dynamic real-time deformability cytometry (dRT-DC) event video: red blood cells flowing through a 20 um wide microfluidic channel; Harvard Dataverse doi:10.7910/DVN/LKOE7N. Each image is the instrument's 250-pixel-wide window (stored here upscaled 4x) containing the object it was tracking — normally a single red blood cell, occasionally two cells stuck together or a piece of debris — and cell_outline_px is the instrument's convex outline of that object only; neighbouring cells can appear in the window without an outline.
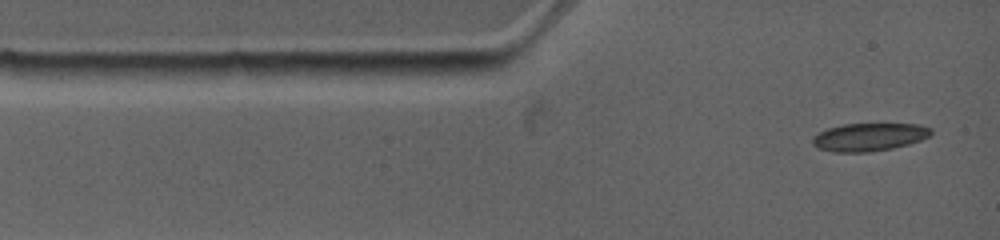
{"species": "common noctule bat (a hibernating species)", "species_latin": "Nyctalus noctula", "temperature_condition": "warm", "stored_images_in_passage": 20, "camera_frame_rate_fps": 4500, "um_per_image_px": 0.085, "animal": {"sex": "female", "body_mass_g": 19.0, "forearm_length_mm": 53.3}, "frame": {"image": 1, "passage_image": 1, "time_ms": 0.0, "image_size_px": [1000, 240], "cell_outline_px": [[932, 132], [928, 136], [920, 140], [908, 144], [892, 148], [868, 152], [832, 152], [820, 148], [812, 144], [812, 140], [820, 132], [828, 128], [844, 124], [920, 124], [932, 128]], "centroid_in_image_um": [73.9, 11.64], "position_along_channel_um": 11.1, "area_um2": 19.07}}
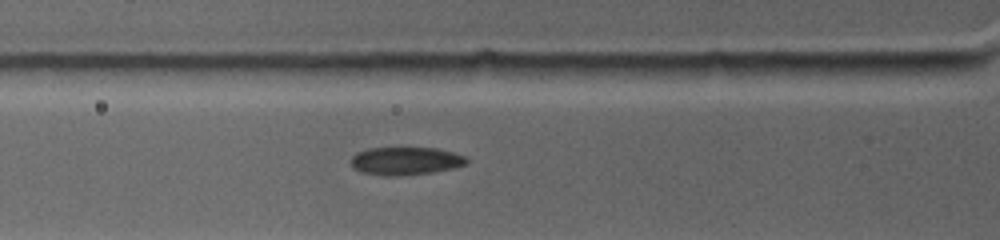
{"frame": {"image": 2, "passage_image": 9, "time_ms": 2.889, "image_size_px": [1000, 240], "cell_outline_px": [[468, 164], [452, 168], [432, 172], [400, 176], [384, 176], [360, 172], [352, 168], [352, 156], [356, 152], [368, 148], [436, 148], [452, 152], [464, 156], [468, 160]], "centroid_in_image_um": [34.44, 13.69], "position_along_channel_um": 91.4, "area_um2": 18.9}}
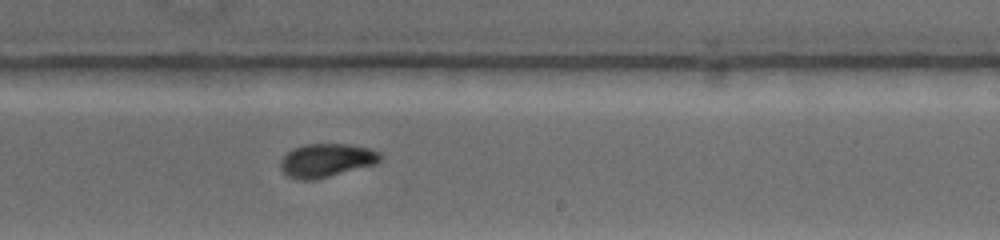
{"frame": {"image": 3, "passage_image": 20, "time_ms": 7.333, "image_size_px": [1000, 240], "cell_outline_px": [[384, 156], [376, 164], [316, 180], [296, 180], [288, 176], [280, 168], [280, 160], [292, 148], [308, 144], [348, 144], [368, 148], [380, 152]], "centroid_in_image_um": [27.75, 13.64], "position_along_channel_um": 261.2, "area_um2": 19.65}}